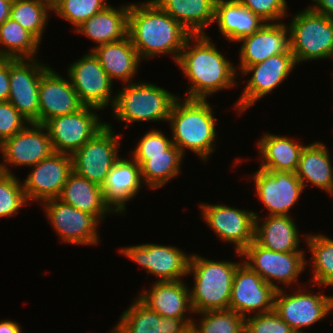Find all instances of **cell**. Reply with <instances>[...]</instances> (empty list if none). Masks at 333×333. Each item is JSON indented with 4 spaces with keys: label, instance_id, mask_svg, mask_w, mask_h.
<instances>
[{
    "label": "cell",
    "instance_id": "1",
    "mask_svg": "<svg viewBox=\"0 0 333 333\" xmlns=\"http://www.w3.org/2000/svg\"><path fill=\"white\" fill-rule=\"evenodd\" d=\"M224 55L206 34L187 39L176 63L190 81L185 98L207 99L237 85L239 71Z\"/></svg>",
    "mask_w": 333,
    "mask_h": 333
},
{
    "label": "cell",
    "instance_id": "2",
    "mask_svg": "<svg viewBox=\"0 0 333 333\" xmlns=\"http://www.w3.org/2000/svg\"><path fill=\"white\" fill-rule=\"evenodd\" d=\"M192 34L153 0L129 4L128 36L142 62L159 55H172L177 63Z\"/></svg>",
    "mask_w": 333,
    "mask_h": 333
},
{
    "label": "cell",
    "instance_id": "3",
    "mask_svg": "<svg viewBox=\"0 0 333 333\" xmlns=\"http://www.w3.org/2000/svg\"><path fill=\"white\" fill-rule=\"evenodd\" d=\"M172 142L183 155L195 153L203 161L215 150L216 123L214 110L207 99L177 98L168 119Z\"/></svg>",
    "mask_w": 333,
    "mask_h": 333
},
{
    "label": "cell",
    "instance_id": "4",
    "mask_svg": "<svg viewBox=\"0 0 333 333\" xmlns=\"http://www.w3.org/2000/svg\"><path fill=\"white\" fill-rule=\"evenodd\" d=\"M241 263L209 260L196 253L191 255L188 275H194V287L189 290L195 315L229 309L233 277Z\"/></svg>",
    "mask_w": 333,
    "mask_h": 333
},
{
    "label": "cell",
    "instance_id": "5",
    "mask_svg": "<svg viewBox=\"0 0 333 333\" xmlns=\"http://www.w3.org/2000/svg\"><path fill=\"white\" fill-rule=\"evenodd\" d=\"M180 97L150 82H132L115 95L112 107L114 118L126 122H168L173 103Z\"/></svg>",
    "mask_w": 333,
    "mask_h": 333
},
{
    "label": "cell",
    "instance_id": "6",
    "mask_svg": "<svg viewBox=\"0 0 333 333\" xmlns=\"http://www.w3.org/2000/svg\"><path fill=\"white\" fill-rule=\"evenodd\" d=\"M294 15L288 27L290 50L297 65L333 58V20L309 7Z\"/></svg>",
    "mask_w": 333,
    "mask_h": 333
},
{
    "label": "cell",
    "instance_id": "7",
    "mask_svg": "<svg viewBox=\"0 0 333 333\" xmlns=\"http://www.w3.org/2000/svg\"><path fill=\"white\" fill-rule=\"evenodd\" d=\"M121 138L106 122L91 140L71 154L72 171L102 187L113 165L121 158L118 153Z\"/></svg>",
    "mask_w": 333,
    "mask_h": 333
},
{
    "label": "cell",
    "instance_id": "8",
    "mask_svg": "<svg viewBox=\"0 0 333 333\" xmlns=\"http://www.w3.org/2000/svg\"><path fill=\"white\" fill-rule=\"evenodd\" d=\"M305 252H277L259 245L255 240L238 256L244 258L252 271L257 272L269 285L279 290L281 285L289 286L298 282L301 272L306 269ZM292 283V284H291Z\"/></svg>",
    "mask_w": 333,
    "mask_h": 333
},
{
    "label": "cell",
    "instance_id": "9",
    "mask_svg": "<svg viewBox=\"0 0 333 333\" xmlns=\"http://www.w3.org/2000/svg\"><path fill=\"white\" fill-rule=\"evenodd\" d=\"M93 110L100 109L84 105L74 113L51 118L43 124L54 152L71 155L106 126Z\"/></svg>",
    "mask_w": 333,
    "mask_h": 333
},
{
    "label": "cell",
    "instance_id": "10",
    "mask_svg": "<svg viewBox=\"0 0 333 333\" xmlns=\"http://www.w3.org/2000/svg\"><path fill=\"white\" fill-rule=\"evenodd\" d=\"M296 61L293 53L289 49L284 54H276L261 63L246 67L240 74H252L247 80L239 100L234 109L239 114H243L252 105H255L260 98L270 94L283 81L289 77L296 68Z\"/></svg>",
    "mask_w": 333,
    "mask_h": 333
},
{
    "label": "cell",
    "instance_id": "11",
    "mask_svg": "<svg viewBox=\"0 0 333 333\" xmlns=\"http://www.w3.org/2000/svg\"><path fill=\"white\" fill-rule=\"evenodd\" d=\"M119 252L143 267L157 281H177L188 275L191 255L172 245L143 243L121 247Z\"/></svg>",
    "mask_w": 333,
    "mask_h": 333
},
{
    "label": "cell",
    "instance_id": "12",
    "mask_svg": "<svg viewBox=\"0 0 333 333\" xmlns=\"http://www.w3.org/2000/svg\"><path fill=\"white\" fill-rule=\"evenodd\" d=\"M67 73L72 87L84 105L100 110L109 104L113 107L115 101V94L112 93L113 82L91 50L71 63Z\"/></svg>",
    "mask_w": 333,
    "mask_h": 333
},
{
    "label": "cell",
    "instance_id": "13",
    "mask_svg": "<svg viewBox=\"0 0 333 333\" xmlns=\"http://www.w3.org/2000/svg\"><path fill=\"white\" fill-rule=\"evenodd\" d=\"M300 288L293 294H286L284 289L276 290L274 310L296 333H306L302 329H308L330 314L332 296L306 292Z\"/></svg>",
    "mask_w": 333,
    "mask_h": 333
},
{
    "label": "cell",
    "instance_id": "14",
    "mask_svg": "<svg viewBox=\"0 0 333 333\" xmlns=\"http://www.w3.org/2000/svg\"><path fill=\"white\" fill-rule=\"evenodd\" d=\"M42 205L48 221L63 243L84 246L99 243L97 229L100 221L94 215L65 204L58 198L46 200Z\"/></svg>",
    "mask_w": 333,
    "mask_h": 333
},
{
    "label": "cell",
    "instance_id": "15",
    "mask_svg": "<svg viewBox=\"0 0 333 333\" xmlns=\"http://www.w3.org/2000/svg\"><path fill=\"white\" fill-rule=\"evenodd\" d=\"M49 67L48 64H41L38 58H10L8 101L30 123L39 124V82Z\"/></svg>",
    "mask_w": 333,
    "mask_h": 333
},
{
    "label": "cell",
    "instance_id": "16",
    "mask_svg": "<svg viewBox=\"0 0 333 333\" xmlns=\"http://www.w3.org/2000/svg\"><path fill=\"white\" fill-rule=\"evenodd\" d=\"M201 216L211 230L223 241L233 243L236 254L254 241L253 211L224 204L200 203Z\"/></svg>",
    "mask_w": 333,
    "mask_h": 333
},
{
    "label": "cell",
    "instance_id": "17",
    "mask_svg": "<svg viewBox=\"0 0 333 333\" xmlns=\"http://www.w3.org/2000/svg\"><path fill=\"white\" fill-rule=\"evenodd\" d=\"M0 152L3 154L0 171L13 174L9 165L31 167L49 157L54 150L45 126L29 123L23 130L4 140Z\"/></svg>",
    "mask_w": 333,
    "mask_h": 333
},
{
    "label": "cell",
    "instance_id": "18",
    "mask_svg": "<svg viewBox=\"0 0 333 333\" xmlns=\"http://www.w3.org/2000/svg\"><path fill=\"white\" fill-rule=\"evenodd\" d=\"M255 193L271 215H287L299 200L304 186L296 173L289 171H266L259 168L251 175Z\"/></svg>",
    "mask_w": 333,
    "mask_h": 333
},
{
    "label": "cell",
    "instance_id": "19",
    "mask_svg": "<svg viewBox=\"0 0 333 333\" xmlns=\"http://www.w3.org/2000/svg\"><path fill=\"white\" fill-rule=\"evenodd\" d=\"M275 292L276 289L242 262L233 277L229 309L244 318L247 314L272 311Z\"/></svg>",
    "mask_w": 333,
    "mask_h": 333
},
{
    "label": "cell",
    "instance_id": "20",
    "mask_svg": "<svg viewBox=\"0 0 333 333\" xmlns=\"http://www.w3.org/2000/svg\"><path fill=\"white\" fill-rule=\"evenodd\" d=\"M33 170L22 183L27 201L59 198L63 186L72 172L71 155L54 152L49 157L31 166Z\"/></svg>",
    "mask_w": 333,
    "mask_h": 333
},
{
    "label": "cell",
    "instance_id": "21",
    "mask_svg": "<svg viewBox=\"0 0 333 333\" xmlns=\"http://www.w3.org/2000/svg\"><path fill=\"white\" fill-rule=\"evenodd\" d=\"M39 124L51 118L71 114L81 109L80 101L71 81L49 67L39 82Z\"/></svg>",
    "mask_w": 333,
    "mask_h": 333
},
{
    "label": "cell",
    "instance_id": "22",
    "mask_svg": "<svg viewBox=\"0 0 333 333\" xmlns=\"http://www.w3.org/2000/svg\"><path fill=\"white\" fill-rule=\"evenodd\" d=\"M239 50V68L258 64L276 54H284L290 49L288 24L281 22L265 23L252 35L242 38Z\"/></svg>",
    "mask_w": 333,
    "mask_h": 333
},
{
    "label": "cell",
    "instance_id": "23",
    "mask_svg": "<svg viewBox=\"0 0 333 333\" xmlns=\"http://www.w3.org/2000/svg\"><path fill=\"white\" fill-rule=\"evenodd\" d=\"M193 320L192 317H162L135 298L110 333H187Z\"/></svg>",
    "mask_w": 333,
    "mask_h": 333
},
{
    "label": "cell",
    "instance_id": "24",
    "mask_svg": "<svg viewBox=\"0 0 333 333\" xmlns=\"http://www.w3.org/2000/svg\"><path fill=\"white\" fill-rule=\"evenodd\" d=\"M143 181L140 166L131 159L120 158L107 175L102 186L105 203L116 214H125L126 202L140 192Z\"/></svg>",
    "mask_w": 333,
    "mask_h": 333
},
{
    "label": "cell",
    "instance_id": "25",
    "mask_svg": "<svg viewBox=\"0 0 333 333\" xmlns=\"http://www.w3.org/2000/svg\"><path fill=\"white\" fill-rule=\"evenodd\" d=\"M137 298L162 317L190 318L187 313L194 315L190 290L183 280H156L149 290L144 289Z\"/></svg>",
    "mask_w": 333,
    "mask_h": 333
},
{
    "label": "cell",
    "instance_id": "26",
    "mask_svg": "<svg viewBox=\"0 0 333 333\" xmlns=\"http://www.w3.org/2000/svg\"><path fill=\"white\" fill-rule=\"evenodd\" d=\"M254 215V240L259 245L277 252H304L302 248L298 249L301 235L290 215H268L265 218H260L256 212Z\"/></svg>",
    "mask_w": 333,
    "mask_h": 333
},
{
    "label": "cell",
    "instance_id": "27",
    "mask_svg": "<svg viewBox=\"0 0 333 333\" xmlns=\"http://www.w3.org/2000/svg\"><path fill=\"white\" fill-rule=\"evenodd\" d=\"M91 51L99 60L109 79L132 83L137 74L141 58L129 36L123 40L94 46Z\"/></svg>",
    "mask_w": 333,
    "mask_h": 333
},
{
    "label": "cell",
    "instance_id": "28",
    "mask_svg": "<svg viewBox=\"0 0 333 333\" xmlns=\"http://www.w3.org/2000/svg\"><path fill=\"white\" fill-rule=\"evenodd\" d=\"M129 3L119 8L108 5L82 23L74 32L84 34L96 46L117 42L128 36Z\"/></svg>",
    "mask_w": 333,
    "mask_h": 333
},
{
    "label": "cell",
    "instance_id": "29",
    "mask_svg": "<svg viewBox=\"0 0 333 333\" xmlns=\"http://www.w3.org/2000/svg\"><path fill=\"white\" fill-rule=\"evenodd\" d=\"M226 40L238 42L259 30L266 22L238 0H217L215 19Z\"/></svg>",
    "mask_w": 333,
    "mask_h": 333
},
{
    "label": "cell",
    "instance_id": "30",
    "mask_svg": "<svg viewBox=\"0 0 333 333\" xmlns=\"http://www.w3.org/2000/svg\"><path fill=\"white\" fill-rule=\"evenodd\" d=\"M327 146L321 142L305 145L295 172L304 189L308 182L333 196V166Z\"/></svg>",
    "mask_w": 333,
    "mask_h": 333
},
{
    "label": "cell",
    "instance_id": "31",
    "mask_svg": "<svg viewBox=\"0 0 333 333\" xmlns=\"http://www.w3.org/2000/svg\"><path fill=\"white\" fill-rule=\"evenodd\" d=\"M80 211L94 215L100 222L108 213H114L105 203L102 187L75 172H71L58 198Z\"/></svg>",
    "mask_w": 333,
    "mask_h": 333
},
{
    "label": "cell",
    "instance_id": "32",
    "mask_svg": "<svg viewBox=\"0 0 333 333\" xmlns=\"http://www.w3.org/2000/svg\"><path fill=\"white\" fill-rule=\"evenodd\" d=\"M304 146L287 136L266 133L257 142L262 162L259 167L266 171L280 170L295 173Z\"/></svg>",
    "mask_w": 333,
    "mask_h": 333
},
{
    "label": "cell",
    "instance_id": "33",
    "mask_svg": "<svg viewBox=\"0 0 333 333\" xmlns=\"http://www.w3.org/2000/svg\"><path fill=\"white\" fill-rule=\"evenodd\" d=\"M192 35L206 34L214 23L217 0H153Z\"/></svg>",
    "mask_w": 333,
    "mask_h": 333
},
{
    "label": "cell",
    "instance_id": "34",
    "mask_svg": "<svg viewBox=\"0 0 333 333\" xmlns=\"http://www.w3.org/2000/svg\"><path fill=\"white\" fill-rule=\"evenodd\" d=\"M131 157L140 166L144 185L151 189H159L181 172L184 155L172 144L166 150V154L132 155Z\"/></svg>",
    "mask_w": 333,
    "mask_h": 333
},
{
    "label": "cell",
    "instance_id": "35",
    "mask_svg": "<svg viewBox=\"0 0 333 333\" xmlns=\"http://www.w3.org/2000/svg\"><path fill=\"white\" fill-rule=\"evenodd\" d=\"M39 44L30 32L10 18L0 25V58L35 59Z\"/></svg>",
    "mask_w": 333,
    "mask_h": 333
},
{
    "label": "cell",
    "instance_id": "36",
    "mask_svg": "<svg viewBox=\"0 0 333 333\" xmlns=\"http://www.w3.org/2000/svg\"><path fill=\"white\" fill-rule=\"evenodd\" d=\"M304 240L312 255L311 267L314 268L311 288L333 286V239L319 233L306 234Z\"/></svg>",
    "mask_w": 333,
    "mask_h": 333
},
{
    "label": "cell",
    "instance_id": "37",
    "mask_svg": "<svg viewBox=\"0 0 333 333\" xmlns=\"http://www.w3.org/2000/svg\"><path fill=\"white\" fill-rule=\"evenodd\" d=\"M52 9L36 0H13L9 18L19 23L40 43Z\"/></svg>",
    "mask_w": 333,
    "mask_h": 333
},
{
    "label": "cell",
    "instance_id": "38",
    "mask_svg": "<svg viewBox=\"0 0 333 333\" xmlns=\"http://www.w3.org/2000/svg\"><path fill=\"white\" fill-rule=\"evenodd\" d=\"M196 314H200L201 319L199 322L193 320V333H245V318L233 310H211Z\"/></svg>",
    "mask_w": 333,
    "mask_h": 333
},
{
    "label": "cell",
    "instance_id": "39",
    "mask_svg": "<svg viewBox=\"0 0 333 333\" xmlns=\"http://www.w3.org/2000/svg\"><path fill=\"white\" fill-rule=\"evenodd\" d=\"M107 2V0H60L52 11L70 22L75 30L94 14L105 9L109 5Z\"/></svg>",
    "mask_w": 333,
    "mask_h": 333
},
{
    "label": "cell",
    "instance_id": "40",
    "mask_svg": "<svg viewBox=\"0 0 333 333\" xmlns=\"http://www.w3.org/2000/svg\"><path fill=\"white\" fill-rule=\"evenodd\" d=\"M27 204L20 179L15 174L0 171V218L13 217Z\"/></svg>",
    "mask_w": 333,
    "mask_h": 333
},
{
    "label": "cell",
    "instance_id": "41",
    "mask_svg": "<svg viewBox=\"0 0 333 333\" xmlns=\"http://www.w3.org/2000/svg\"><path fill=\"white\" fill-rule=\"evenodd\" d=\"M251 316L245 318V333H296L274 309Z\"/></svg>",
    "mask_w": 333,
    "mask_h": 333
},
{
    "label": "cell",
    "instance_id": "42",
    "mask_svg": "<svg viewBox=\"0 0 333 333\" xmlns=\"http://www.w3.org/2000/svg\"><path fill=\"white\" fill-rule=\"evenodd\" d=\"M266 23L281 22L287 14L286 0H238Z\"/></svg>",
    "mask_w": 333,
    "mask_h": 333
},
{
    "label": "cell",
    "instance_id": "43",
    "mask_svg": "<svg viewBox=\"0 0 333 333\" xmlns=\"http://www.w3.org/2000/svg\"><path fill=\"white\" fill-rule=\"evenodd\" d=\"M30 122L9 102H0V141L23 130Z\"/></svg>",
    "mask_w": 333,
    "mask_h": 333
},
{
    "label": "cell",
    "instance_id": "44",
    "mask_svg": "<svg viewBox=\"0 0 333 333\" xmlns=\"http://www.w3.org/2000/svg\"><path fill=\"white\" fill-rule=\"evenodd\" d=\"M173 144L159 129H151L137 142L131 155L166 154V150Z\"/></svg>",
    "mask_w": 333,
    "mask_h": 333
},
{
    "label": "cell",
    "instance_id": "45",
    "mask_svg": "<svg viewBox=\"0 0 333 333\" xmlns=\"http://www.w3.org/2000/svg\"><path fill=\"white\" fill-rule=\"evenodd\" d=\"M10 58H0V102L8 101L10 86Z\"/></svg>",
    "mask_w": 333,
    "mask_h": 333
},
{
    "label": "cell",
    "instance_id": "46",
    "mask_svg": "<svg viewBox=\"0 0 333 333\" xmlns=\"http://www.w3.org/2000/svg\"><path fill=\"white\" fill-rule=\"evenodd\" d=\"M313 5L309 6L314 12L323 14L333 20V0H311Z\"/></svg>",
    "mask_w": 333,
    "mask_h": 333
},
{
    "label": "cell",
    "instance_id": "47",
    "mask_svg": "<svg viewBox=\"0 0 333 333\" xmlns=\"http://www.w3.org/2000/svg\"><path fill=\"white\" fill-rule=\"evenodd\" d=\"M0 333H22V329L19 323L12 320L0 321Z\"/></svg>",
    "mask_w": 333,
    "mask_h": 333
},
{
    "label": "cell",
    "instance_id": "48",
    "mask_svg": "<svg viewBox=\"0 0 333 333\" xmlns=\"http://www.w3.org/2000/svg\"><path fill=\"white\" fill-rule=\"evenodd\" d=\"M13 0H0V25L9 18Z\"/></svg>",
    "mask_w": 333,
    "mask_h": 333
},
{
    "label": "cell",
    "instance_id": "49",
    "mask_svg": "<svg viewBox=\"0 0 333 333\" xmlns=\"http://www.w3.org/2000/svg\"><path fill=\"white\" fill-rule=\"evenodd\" d=\"M48 5L52 10L59 3L60 0H36Z\"/></svg>",
    "mask_w": 333,
    "mask_h": 333
}]
</instances>
